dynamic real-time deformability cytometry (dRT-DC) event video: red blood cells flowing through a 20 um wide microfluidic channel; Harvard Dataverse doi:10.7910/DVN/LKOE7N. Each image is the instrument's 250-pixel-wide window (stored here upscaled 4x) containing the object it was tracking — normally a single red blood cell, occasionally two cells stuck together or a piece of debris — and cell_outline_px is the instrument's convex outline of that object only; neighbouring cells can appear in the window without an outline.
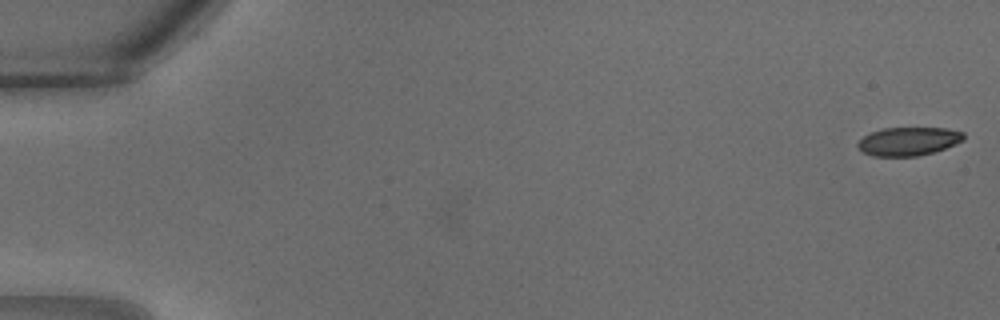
{"species": "common noctule bat (a hibernating species)", "species_latin": "Nyctalus noctula", "temperature_condition": "warm", "stored_images_in_passage": 4, "camera_frame_rate_fps": 3000, "um_per_image_px": 0.085, "animal": {"sex": "male", "body_mass_g": 18.8}, "frame": {"image": 1, "passage_image": 1, "time_ms": 0.0, "image_size_px": [1000, 320], "cell_outline_px": [[964, 140], [944, 148], [932, 152], [916, 156], [872, 156], [864, 152], [856, 144], [864, 136], [872, 132], [884, 128], [948, 128], [964, 132]], "centroid_in_image_um": [77.23, 12.0], "position_along_channel_um": 7.8, "area_um2": 17.34}}